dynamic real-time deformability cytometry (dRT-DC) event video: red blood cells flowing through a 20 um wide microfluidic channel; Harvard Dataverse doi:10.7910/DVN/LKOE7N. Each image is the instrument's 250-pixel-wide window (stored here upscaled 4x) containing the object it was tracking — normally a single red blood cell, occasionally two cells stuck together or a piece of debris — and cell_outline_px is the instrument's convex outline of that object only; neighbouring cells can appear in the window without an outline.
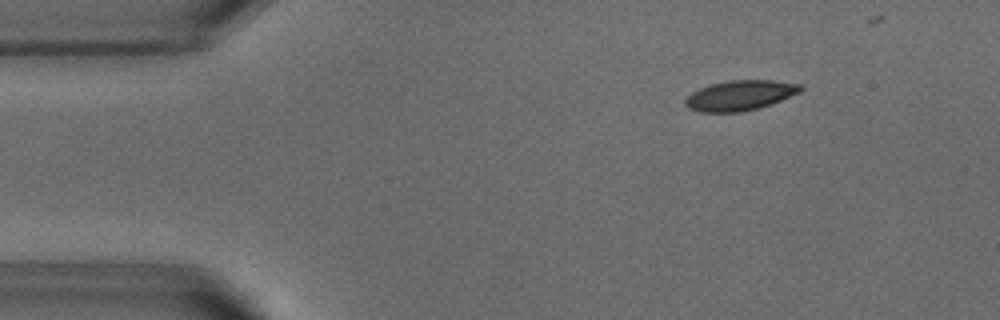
{"species": "common noctule bat (a hibernating species)", "species_latin": "Nyctalus noctula", "temperature_condition": "warm", "stored_images_in_passage": 13, "camera_frame_rate_fps": 3000, "um_per_image_px": 0.085, "animal": {"sex": "male", "body_mass_g": 18.8}, "frame": {"image": 1, "passage_image": 7, "time_ms": 2.0, "image_size_px": [1000, 320], "cell_outline_px": [[804, 88], [800, 92], [772, 104], [760, 108], [740, 112], [700, 112], [688, 108], [684, 104], [684, 100], [692, 92], [700, 88], [712, 84], [728, 80], [772, 80], [800, 84]], "centroid_in_image_um": [62.91, 8.11], "position_along_channel_um": 22.1, "area_um2": 20.29}}